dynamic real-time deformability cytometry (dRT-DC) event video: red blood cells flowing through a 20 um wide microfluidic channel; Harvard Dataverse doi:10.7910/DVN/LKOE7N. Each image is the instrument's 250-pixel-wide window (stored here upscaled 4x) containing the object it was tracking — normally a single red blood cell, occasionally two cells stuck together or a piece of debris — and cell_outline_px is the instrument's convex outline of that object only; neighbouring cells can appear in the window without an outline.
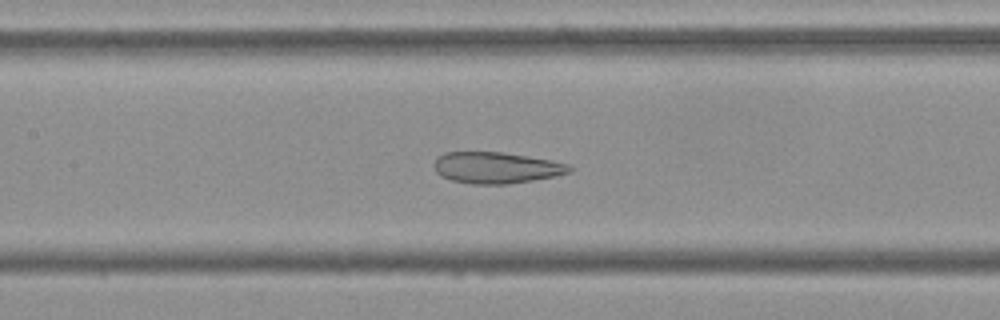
{"species": "Egyptian fruit bat (a non-hibernating species)", "species_latin": "Rousettus aegyptiacus", "temperature_condition": "cold", "stored_images_in_passage": 53, "camera_frame_rate_fps": 3000, "um_per_image_px": 0.085, "frame": {"image": 1, "passage_image": 24, "time_ms": 7.667, "image_size_px": [1000, 320], "cell_outline_px": [[572, 172], [556, 176], [508, 184], [472, 184], [452, 180], [440, 176], [436, 172], [432, 164], [436, 156], [444, 152], [500, 152], [552, 160], [568, 164], [572, 168]], "centroid_in_image_um": [42.14, 14.25], "position_along_channel_um": 165.3, "area_um2": 24.85}}
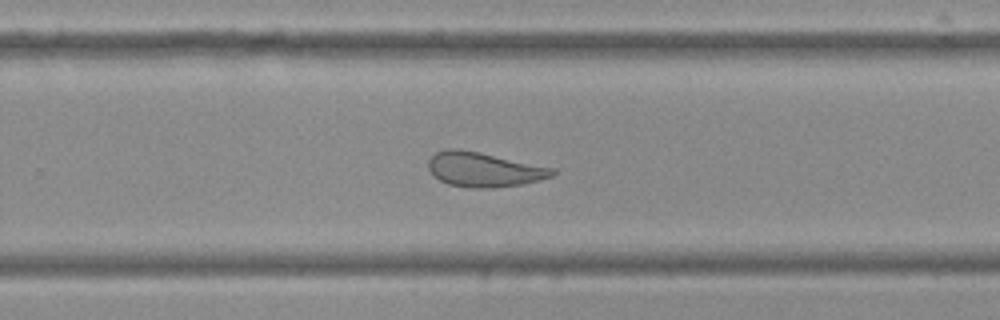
{"frame": {"image": 2, "passage_image": 34, "time_ms": 11.0, "image_size_px": [1000, 320], "cell_outline_px": [[556, 172], [552, 176], [520, 184], [492, 188], [472, 188], [448, 184], [432, 176], [428, 168], [428, 160], [436, 152], [448, 148], [460, 148], [480, 152], [556, 168]], "centroid_in_image_um": [41.1, 14.4], "position_along_channel_um": 288.7, "area_um2": 25.09}}
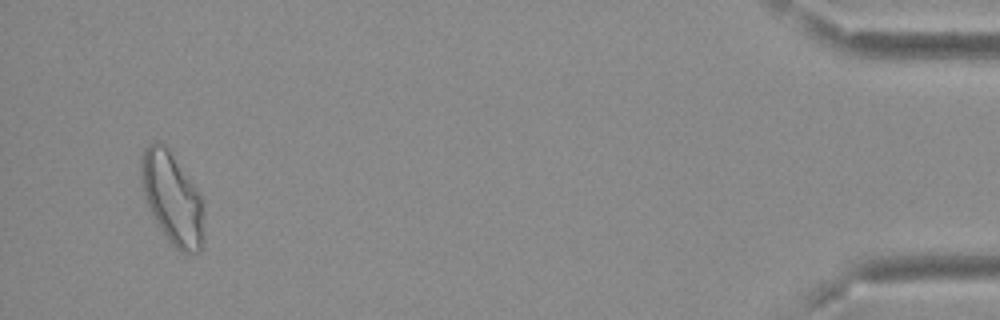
{"frame": {"image": 3, "passage_image": 51, "time_ms": 16.667, "image_size_px": [1000, 320], "cell_outline_px": [[204, 240], [200, 252], [188, 256], [180, 252], [168, 240], [156, 224], [152, 216], [144, 196], [140, 176], [140, 160], [144, 148], [148, 144], [164, 144], [168, 148], [196, 188], [200, 196], [204, 236]], "centroid_in_image_um": [14.62, 16.92], "position_along_channel_um": 420.6, "area_um2": 33.58}, "authors_computed_cell_mechanics": {"area_um2": 28.5532, "velocity_mm_per_s": 3.7145, "shape_relaxation_time_tau1_ms": null, "shape_relaxation_time_tau2_ms": 2.7156, "deformation_change_tau1": null, "deformation_change_tau2": 0.1057}}